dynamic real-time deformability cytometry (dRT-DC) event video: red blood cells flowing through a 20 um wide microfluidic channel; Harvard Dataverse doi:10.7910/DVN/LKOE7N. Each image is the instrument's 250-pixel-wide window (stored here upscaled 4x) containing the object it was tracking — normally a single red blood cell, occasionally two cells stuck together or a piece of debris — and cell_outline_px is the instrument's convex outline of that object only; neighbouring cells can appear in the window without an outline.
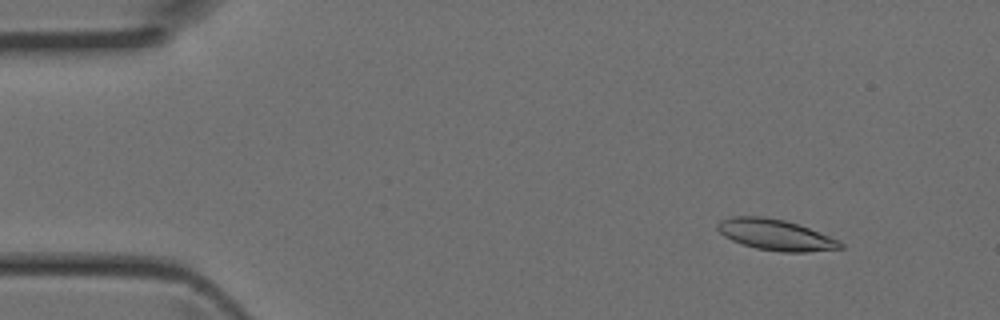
{"species": "Egyptian fruit bat (a non-hibernating species)", "species_latin": "Rousettus aegyptiacus", "temperature_condition": "room temperature", "stored_images_in_passage": 44, "segment_of_instrument_passage": [1, 2], "camera_frame_rate_fps": 3000, "um_per_image_px": 0.085, "animal": {"sex": "female"}, "frame": {"image": 1, "passage_image": 4, "time_ms": 1.0, "image_size_px": [1000, 320], "cell_outline_px": [[844, 248], [808, 252], [780, 252], [756, 248], [732, 240], [724, 236], [716, 228], [716, 224], [720, 220], [732, 216], [764, 216], [784, 220], [808, 228], [840, 240], [844, 244]], "centroid_in_image_um": [65.92, 19.96], "position_along_channel_um": 19.1, "area_um2": 22.14}}
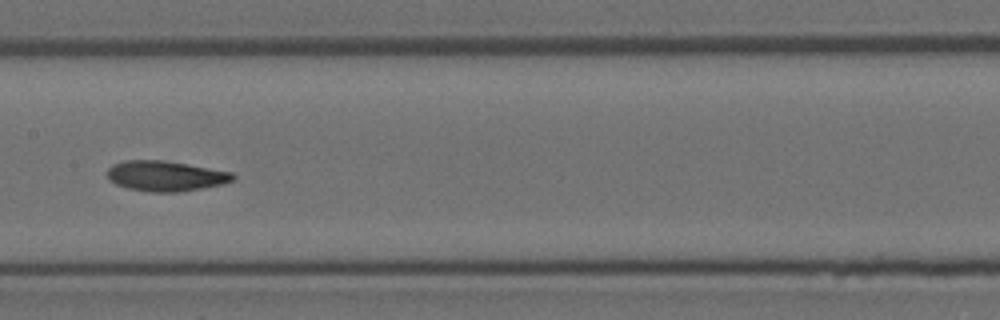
{"frame": {"image": 2, "passage_image": 21, "time_ms": 6.667, "image_size_px": [1000, 320], "cell_outline_px": [[236, 180], [220, 184], [200, 188], [176, 192], [152, 192], [128, 188], [116, 184], [108, 180], [108, 168], [112, 164], [124, 160], [160, 160], [188, 164], [232, 172], [236, 176]], "centroid_in_image_um": [14.06, 14.95], "position_along_channel_um": 193.3, "area_um2": 22.08}}
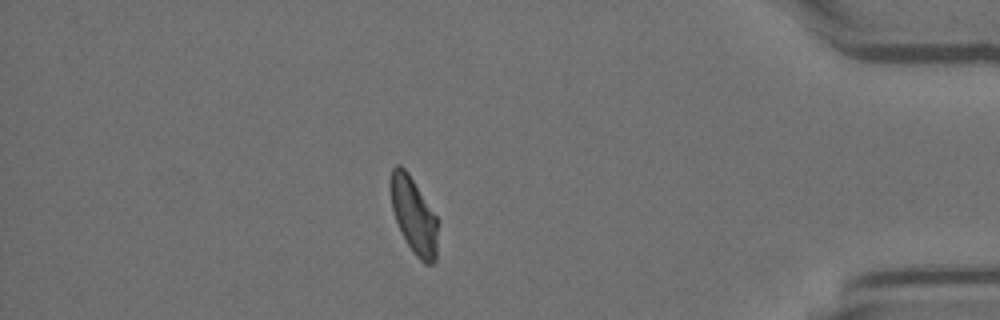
{"frame": {"image": 3, "passage_image": 37, "time_ms": 12.0, "image_size_px": [1000, 320], "cell_outline_px": [[436, 260], [432, 264], [424, 264], [412, 252], [396, 220], [392, 208], [392, 168], [396, 164], [400, 164], [408, 172], [436, 216]], "centroid_in_image_um": [35.18, 18.34], "position_along_channel_um": 400.0, "area_um2": 20.17}}